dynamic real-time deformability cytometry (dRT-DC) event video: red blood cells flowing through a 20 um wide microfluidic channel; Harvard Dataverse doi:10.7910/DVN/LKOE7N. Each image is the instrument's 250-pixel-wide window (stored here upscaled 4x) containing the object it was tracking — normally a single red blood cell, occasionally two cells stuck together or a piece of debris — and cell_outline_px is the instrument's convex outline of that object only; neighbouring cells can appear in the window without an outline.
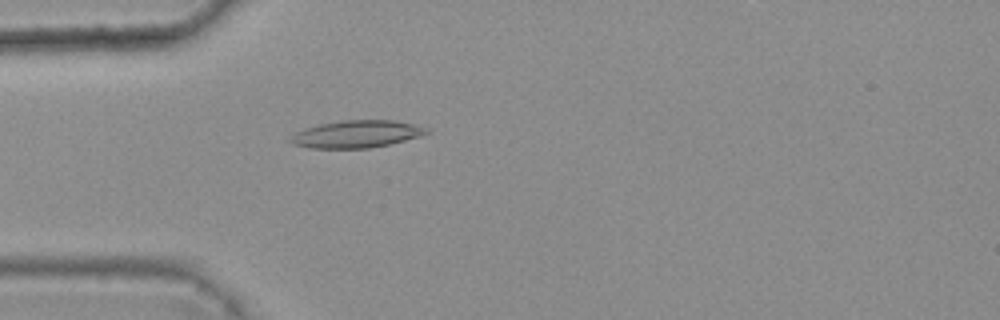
{"species": "common noctule bat (a hibernating species)", "species_latin": "Nyctalus noctula", "temperature_condition": "warm", "stored_images_in_passage": 3, "camera_frame_rate_fps": 3000, "um_per_image_px": 0.085, "animal": {"sex": "female", "body_mass_g": 25.1}, "frame": {"image": 1, "passage_image": 3, "time_ms": 0.667, "image_size_px": [1000, 320], "cell_outline_px": [[428, 132], [420, 136], [388, 144], [368, 148], [312, 148], [292, 144], [288, 140], [296, 132], [304, 128], [320, 124], [344, 120], [392, 120], [412, 124], [428, 128]], "centroid_in_image_um": [30.27, 11.39], "position_along_channel_um": 54.7, "area_um2": 21.39}}